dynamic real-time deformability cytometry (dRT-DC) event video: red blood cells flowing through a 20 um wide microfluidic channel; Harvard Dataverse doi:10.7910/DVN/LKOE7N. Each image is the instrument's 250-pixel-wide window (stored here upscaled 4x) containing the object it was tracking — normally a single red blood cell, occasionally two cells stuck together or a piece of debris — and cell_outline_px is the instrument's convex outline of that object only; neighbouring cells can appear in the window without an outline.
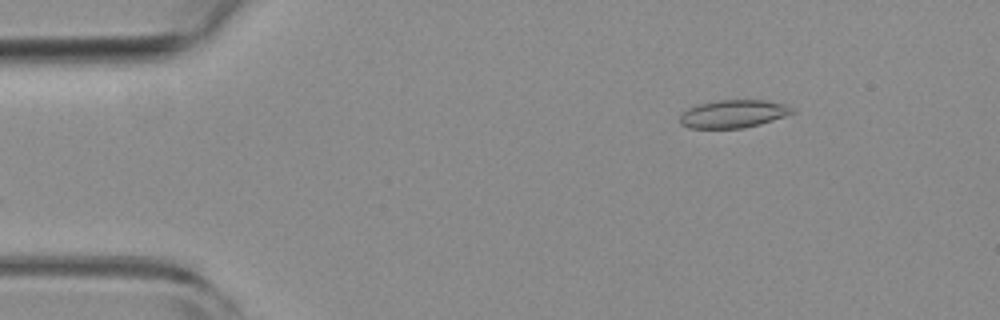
{"species": "common noctule bat (a hibernating species)", "species_latin": "Nyctalus noctula", "temperature_condition": "room temperature", "stored_images_in_passage": 9, "camera_frame_rate_fps": 3000, "um_per_image_px": 0.085, "animal": {"sex": "female", "body_mass_g": 19.3, "forearm_length_mm": 54.1}, "frame": {"image": 1, "passage_image": 1, "time_ms": 0.0, "image_size_px": [1000, 320], "cell_outline_px": [[796, 112], [760, 124], [744, 128], [688, 128], [680, 124], [680, 112], [696, 104], [716, 100], [764, 100], [784, 104], [796, 108]], "centroid_in_image_um": [62.31, 9.67], "position_along_channel_um": 22.7, "area_um2": 18.5}}
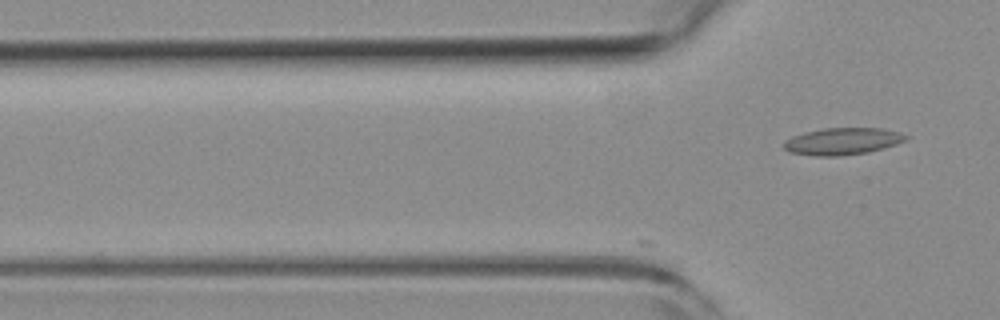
{"frame": {"image": 2, "passage_image": 9, "time_ms": 2.667, "image_size_px": [1000, 320], "cell_outline_px": [[908, 136], [904, 140], [896, 144], [868, 152], [840, 156], [816, 156], [788, 152], [784, 148], [784, 140], [792, 136], [804, 132], [824, 128], [880, 128], [900, 132]], "centroid_in_image_um": [71.57, 12.01], "position_along_channel_um": 54.2, "area_um2": 19.13}}